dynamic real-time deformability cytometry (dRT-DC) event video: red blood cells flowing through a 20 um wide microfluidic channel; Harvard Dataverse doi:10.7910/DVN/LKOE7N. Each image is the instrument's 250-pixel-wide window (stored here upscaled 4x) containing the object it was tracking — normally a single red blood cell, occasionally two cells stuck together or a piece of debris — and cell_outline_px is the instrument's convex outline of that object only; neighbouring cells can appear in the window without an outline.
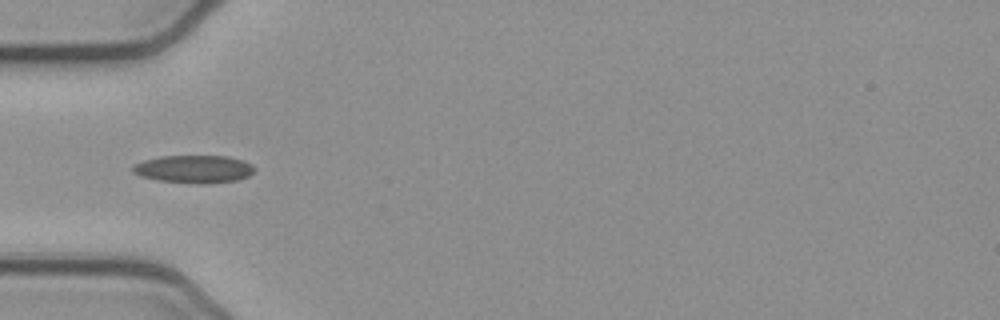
{"species": "common noctule bat (a hibernating species)", "species_latin": "Nyctalus noctula", "temperature_condition": "cold", "stored_images_in_passage": 14, "camera_frame_rate_fps": 3000, "um_per_image_px": 0.085, "animal": {"sex": "female", "body_mass_g": 21.9}, "frame": {"image": 1, "passage_image": 3, "time_ms": 0.667, "image_size_px": [1000, 320], "cell_outline_px": [[256, 168], [248, 176], [236, 180], [204, 184], [196, 184], [156, 180], [140, 176], [132, 172], [132, 164], [144, 160], [160, 156], [228, 156], [244, 160], [252, 164]], "centroid_in_image_um": [16.46, 14.37], "position_along_channel_um": 68.5, "area_um2": 19.94}}
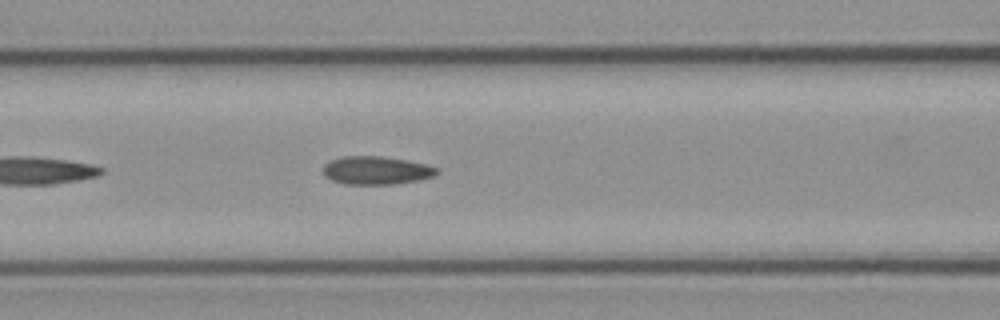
{"frame": {"image": 2, "passage_image": 8, "time_ms": 2.333, "image_size_px": [1000, 320], "cell_outline_px": [[440, 172], [436, 176], [420, 180], [396, 184], [344, 184], [332, 180], [324, 176], [324, 164], [332, 160], [344, 156], [384, 156], [408, 160], [428, 164], [436, 168]], "centroid_in_image_um": [32.04, 14.48], "position_along_channel_um": 134.6, "area_um2": 18.9}}